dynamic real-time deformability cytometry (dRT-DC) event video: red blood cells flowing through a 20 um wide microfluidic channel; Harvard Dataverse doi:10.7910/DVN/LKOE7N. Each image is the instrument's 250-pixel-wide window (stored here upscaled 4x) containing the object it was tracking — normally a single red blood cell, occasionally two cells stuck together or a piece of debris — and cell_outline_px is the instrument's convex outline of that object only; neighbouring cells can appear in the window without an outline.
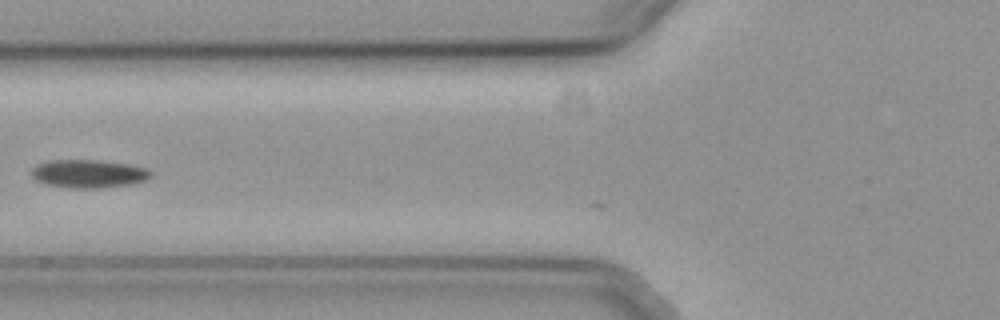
{"species": "common noctule bat (a hibernating species)", "species_latin": "Nyctalus noctula", "temperature_condition": "cold", "stored_images_in_passage": 11, "camera_frame_rate_fps": 3000, "um_per_image_px": 0.085, "animal": {"sex": "female", "body_mass_g": 19.3, "forearm_length_mm": 54.1}, "frame": {"image": 1, "passage_image": 2, "time_ms": 0.333, "image_size_px": [1000, 320], "cell_outline_px": [[152, 176], [144, 180], [132, 184], [100, 188], [68, 188], [44, 184], [36, 180], [32, 176], [32, 168], [36, 164], [48, 160], [100, 160], [128, 164], [144, 168], [152, 172]], "centroid_in_image_um": [7.49, 14.77], "position_along_channel_um": 118.3, "area_um2": 19.71}}
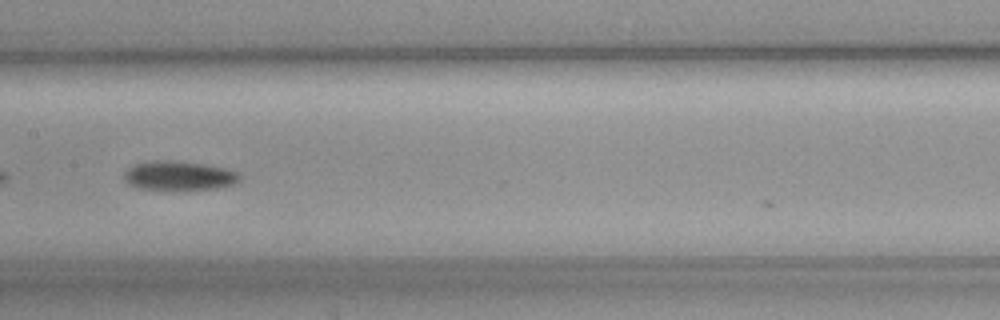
{"frame": {"image": 2, "passage_image": 8, "time_ms": 2.333, "image_size_px": [1000, 320], "cell_outline_px": [[240, 180], [232, 184], [216, 188], [180, 192], [164, 192], [136, 188], [128, 184], [124, 180], [124, 172], [128, 168], [136, 164], [152, 160], [168, 160], [204, 164], [224, 168], [240, 172]], "centroid_in_image_um": [15.17, 14.98], "position_along_channel_um": 192.2, "area_um2": 20.58}}